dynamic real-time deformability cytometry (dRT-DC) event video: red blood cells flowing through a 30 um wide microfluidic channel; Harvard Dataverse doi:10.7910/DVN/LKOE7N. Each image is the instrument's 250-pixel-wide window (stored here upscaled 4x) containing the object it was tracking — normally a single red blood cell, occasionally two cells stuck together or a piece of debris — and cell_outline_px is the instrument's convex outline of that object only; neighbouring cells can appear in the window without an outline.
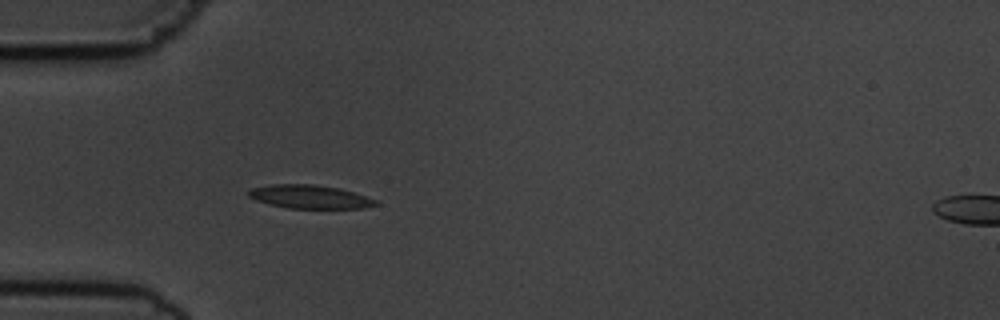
{"species": "common noctule bat (a hibernating species)", "species_latin": "Nyctalus noctula", "temperature_condition": "cold", "stored_images_in_passage": 6, "camera_frame_rate_fps": 3000, "um_per_image_px": 0.085, "animal": {"sex": "male", "body_mass_g": 19.5, "forearm_length_mm": 54.6}, "frame": {"image": 1, "passage_image": 5, "time_ms": 5.333, "image_size_px": [1000, 320], "cell_outline_px": [[380, 204], [364, 208], [288, 208], [268, 204], [256, 200], [248, 196], [248, 192], [252, 188], [268, 184], [312, 184], [340, 188], [376, 200]], "centroid_in_image_um": [26.3, 16.72], "position_along_channel_um": 58.7, "area_um2": 17.34}}